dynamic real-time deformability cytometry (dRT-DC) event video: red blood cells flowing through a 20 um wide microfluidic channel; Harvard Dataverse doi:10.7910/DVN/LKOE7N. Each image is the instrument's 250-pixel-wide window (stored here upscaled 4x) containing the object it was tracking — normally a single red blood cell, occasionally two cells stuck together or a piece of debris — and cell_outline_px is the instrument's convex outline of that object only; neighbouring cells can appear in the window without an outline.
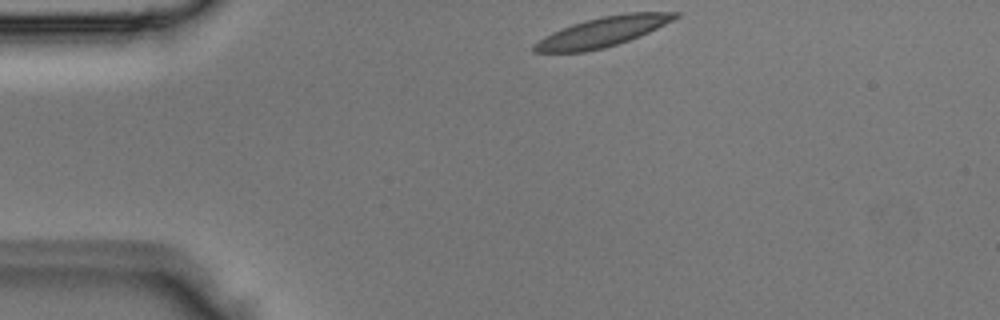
{"species": "Egyptian fruit bat (a non-hibernating species)", "species_latin": "Rousettus aegyptiacus", "temperature_condition": "room temperature", "stored_images_in_passage": 6, "segment_of_instrument_passage": [2, 2], "camera_frame_rate_fps": 3000, "um_per_image_px": 0.085, "animal": {"sex": "male"}, "frame": {"image": 1, "passage_image": 6, "time_ms": 1.667, "image_size_px": [1000, 320], "cell_outline_px": [[680, 16], [640, 36], [604, 48], [584, 52], [532, 52], [532, 44], [544, 36], [560, 28], [584, 20], [604, 16], [628, 12], [680, 12]], "centroid_in_image_um": [51.16, 2.71], "position_along_channel_um": 33.8, "area_um2": 24.33}}